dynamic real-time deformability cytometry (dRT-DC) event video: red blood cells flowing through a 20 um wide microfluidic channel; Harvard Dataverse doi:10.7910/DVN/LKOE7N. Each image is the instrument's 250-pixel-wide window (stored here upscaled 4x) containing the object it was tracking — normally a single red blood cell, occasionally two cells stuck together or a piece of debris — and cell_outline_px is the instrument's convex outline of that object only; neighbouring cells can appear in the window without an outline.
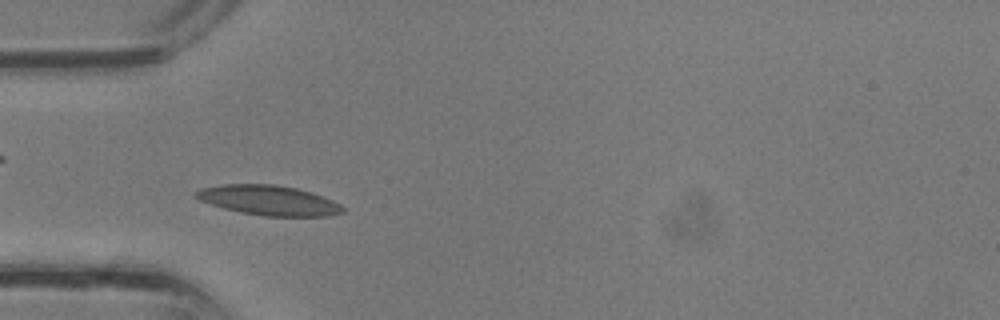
{"species": "common noctule bat (a hibernating species)", "species_latin": "Nyctalus noctula", "temperature_condition": "room temperature", "stored_images_in_passage": 7, "camera_frame_rate_fps": 3000, "um_per_image_px": 0.085, "animal": {"sex": "male", "body_mass_g": 13.3}, "frame": {"image": 1, "passage_image": 5, "time_ms": 1.333, "image_size_px": [1000, 320], "cell_outline_px": [[344, 212], [328, 216], [264, 216], [240, 212], [224, 208], [200, 200], [192, 196], [192, 192], [200, 188], [220, 184], [276, 184], [296, 188], [332, 200], [340, 204], [344, 208]], "centroid_in_image_um": [22.78, 17.02], "position_along_channel_um": 62.2, "area_um2": 25.55}}
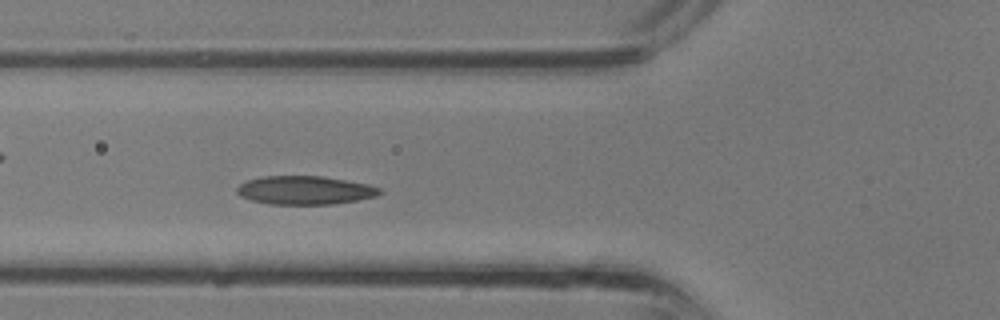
{"frame": {"image": 2, "passage_image": 7, "time_ms": 2.0, "image_size_px": [1000, 320], "cell_outline_px": [[384, 192], [376, 196], [356, 200], [332, 204], [268, 204], [252, 200], [240, 196], [236, 192], [236, 188], [240, 184], [248, 180], [264, 176], [324, 176], [368, 184], [380, 188]], "centroid_in_image_um": [25.92, 16.16], "position_along_channel_um": 99.9, "area_um2": 23.7}}